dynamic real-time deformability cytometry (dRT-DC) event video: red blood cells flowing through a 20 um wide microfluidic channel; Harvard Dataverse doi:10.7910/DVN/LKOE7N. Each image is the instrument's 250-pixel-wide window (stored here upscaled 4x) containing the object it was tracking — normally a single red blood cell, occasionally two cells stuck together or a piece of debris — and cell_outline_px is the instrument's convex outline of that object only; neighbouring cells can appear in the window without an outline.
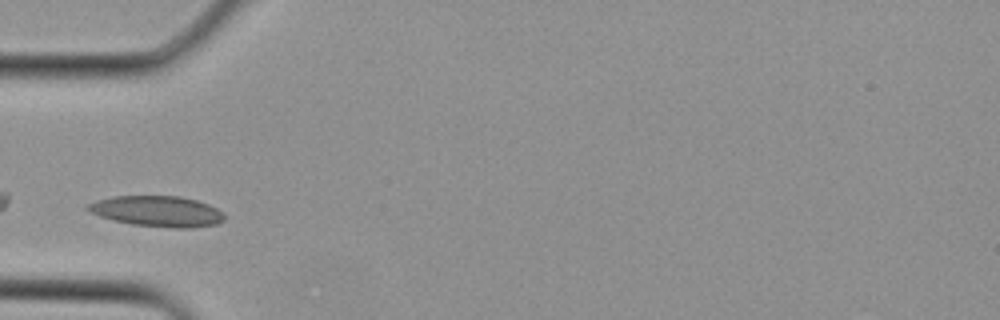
{"species": "Egyptian fruit bat (a non-hibernating species)", "species_latin": "Rousettus aegyptiacus", "temperature_condition": "cold", "stored_images_in_passage": 1, "camera_frame_rate_fps": 3000, "um_per_image_px": 0.085, "animal": {"sex": "female"}, "frame": {"image": 1, "passage_image": 1, "time_ms": 0.0, "image_size_px": [1000, 320], "cell_outline_px": [[224, 220], [216, 224], [188, 228], [176, 228], [132, 224], [112, 220], [100, 216], [84, 208], [88, 204], [96, 200], [112, 196], [180, 196], [196, 200], [208, 204], [224, 212]], "centroid_in_image_um": [13.37, 17.95], "position_along_channel_um": 71.6, "area_um2": 24.39}}